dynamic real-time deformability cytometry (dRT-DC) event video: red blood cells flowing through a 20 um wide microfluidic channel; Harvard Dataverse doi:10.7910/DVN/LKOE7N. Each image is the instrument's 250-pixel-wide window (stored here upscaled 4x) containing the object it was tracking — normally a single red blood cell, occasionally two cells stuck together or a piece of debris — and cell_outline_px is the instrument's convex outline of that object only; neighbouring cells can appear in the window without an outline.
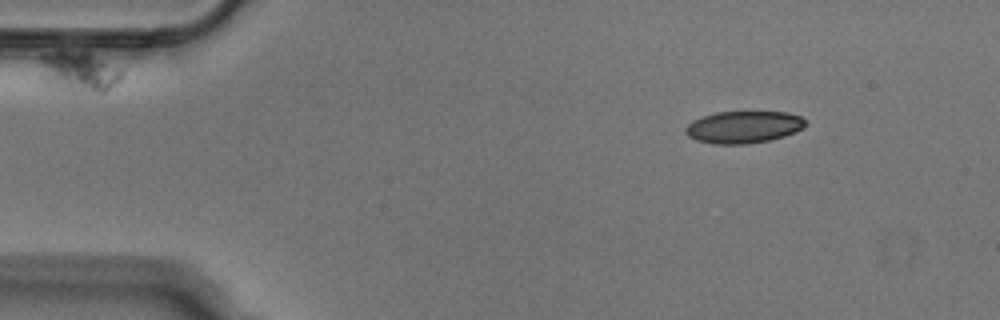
{"species": "Egyptian fruit bat (a non-hibernating species)", "species_latin": "Rousettus aegyptiacus", "temperature_condition": "cold", "stored_images_in_passage": 46, "camera_frame_rate_fps": 3000, "um_per_image_px": 0.085, "animal": {"sex": "male"}, "frame": {"image": 1, "passage_image": 1, "time_ms": 0.0, "image_size_px": [1000, 320], "cell_outline_px": [[808, 124], [804, 128], [784, 136], [768, 140], [744, 144], [712, 144], [696, 140], [688, 136], [684, 132], [684, 128], [692, 120], [716, 112], [788, 112], [800, 116], [808, 120]], "centroid_in_image_um": [63.21, 10.8], "position_along_channel_um": 21.8, "area_um2": 22.6}}
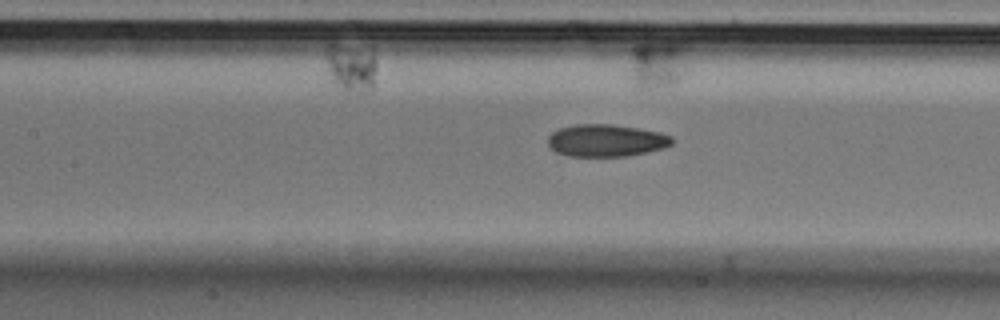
{"frame": {"image": 2, "passage_image": 17, "time_ms": 5.333, "image_size_px": [1000, 320], "cell_outline_px": [[672, 144], [664, 148], [628, 156], [568, 156], [556, 152], [548, 144], [548, 136], [552, 132], [560, 128], [576, 124], [612, 124], [660, 132], [672, 136]], "centroid_in_image_um": [51.52, 11.94], "position_along_channel_um": 155.9, "area_um2": 23.29}}
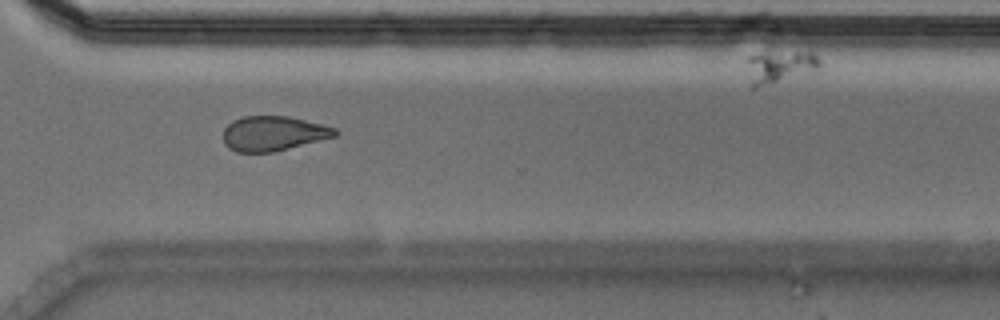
{"frame": {"image": 3, "passage_image": 32, "time_ms": 10.333, "image_size_px": [1000, 320], "cell_outline_px": [[340, 132], [336, 136], [272, 152], [236, 152], [228, 148], [224, 144], [224, 128], [232, 120], [244, 116], [288, 116], [336, 128]], "centroid_in_image_um": [23.21, 11.34], "position_along_channel_um": 347.4, "area_um2": 22.54}}